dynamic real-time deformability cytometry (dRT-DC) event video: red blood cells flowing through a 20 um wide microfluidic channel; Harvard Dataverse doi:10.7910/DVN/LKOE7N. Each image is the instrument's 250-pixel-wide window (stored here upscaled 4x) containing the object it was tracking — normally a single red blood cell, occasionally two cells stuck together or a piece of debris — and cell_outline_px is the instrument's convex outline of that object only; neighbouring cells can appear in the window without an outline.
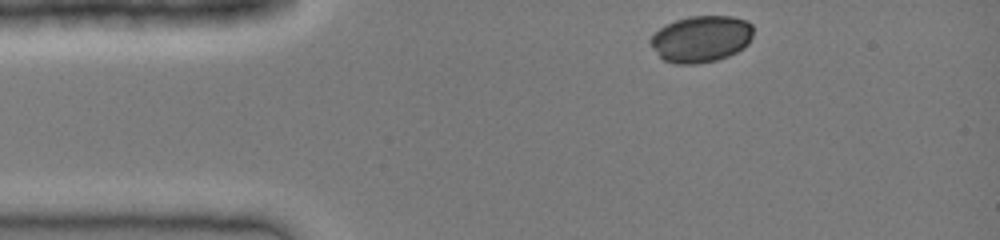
{"species": "common noctule bat (a hibernating species)", "species_latin": "Nyctalus noctula", "temperature_condition": "cold", "stored_images_in_passage": 31, "camera_frame_rate_fps": 3000, "um_per_image_px": 0.085, "animal": {"sex": "female", "body_mass_g": 19.0, "forearm_length_mm": 51.5}, "frame": {"image": 1, "passage_image": 1, "time_ms": 0.0, "image_size_px": [1000, 240], "cell_outline_px": [[752, 36], [748, 44], [744, 48], [728, 56], [716, 60], [696, 64], [676, 64], [664, 60], [648, 44], [648, 40], [664, 24], [688, 16], [732, 16], [748, 20], [752, 24]], "centroid_in_image_um": [59.59, 3.3], "position_along_channel_um": 25.4, "area_um2": 28.15}}
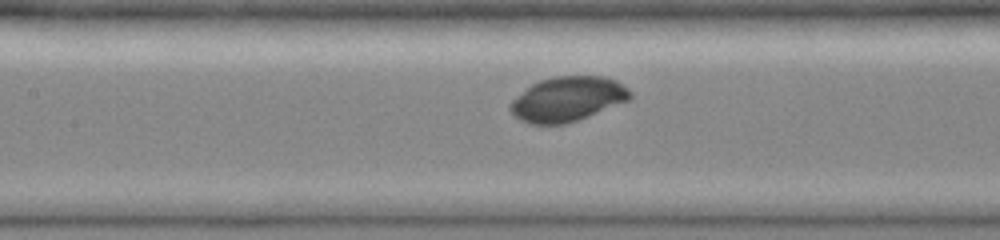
{"frame": {"image": 2, "passage_image": 13, "time_ms": 4.0, "image_size_px": [1000, 240], "cell_outline_px": [[632, 96], [628, 100], [588, 116], [564, 124], [532, 124], [520, 120], [508, 108], [508, 104], [516, 96], [532, 84], [540, 80], [556, 76], [604, 76], [616, 80], [628, 88], [632, 92]], "centroid_in_image_um": [48.23, 8.41], "position_along_channel_um": 159.2, "area_um2": 31.04}}
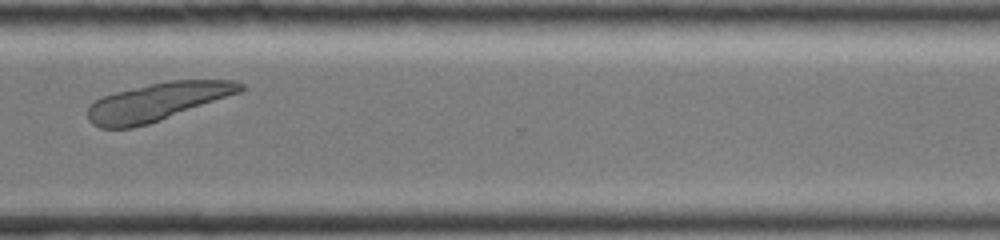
{"frame": {"image": 3, "passage_image": 26, "time_ms": 8.333, "image_size_px": [1000, 240], "cell_outline_px": [[244, 88], [240, 92], [160, 120], [148, 124], [132, 128], [100, 128], [92, 124], [88, 120], [88, 108], [96, 100], [104, 96], [116, 92], [168, 80], [236, 80], [244, 84]], "centroid_in_image_um": [13.38, 8.65], "position_along_channel_um": 357.2, "area_um2": 33.23}}